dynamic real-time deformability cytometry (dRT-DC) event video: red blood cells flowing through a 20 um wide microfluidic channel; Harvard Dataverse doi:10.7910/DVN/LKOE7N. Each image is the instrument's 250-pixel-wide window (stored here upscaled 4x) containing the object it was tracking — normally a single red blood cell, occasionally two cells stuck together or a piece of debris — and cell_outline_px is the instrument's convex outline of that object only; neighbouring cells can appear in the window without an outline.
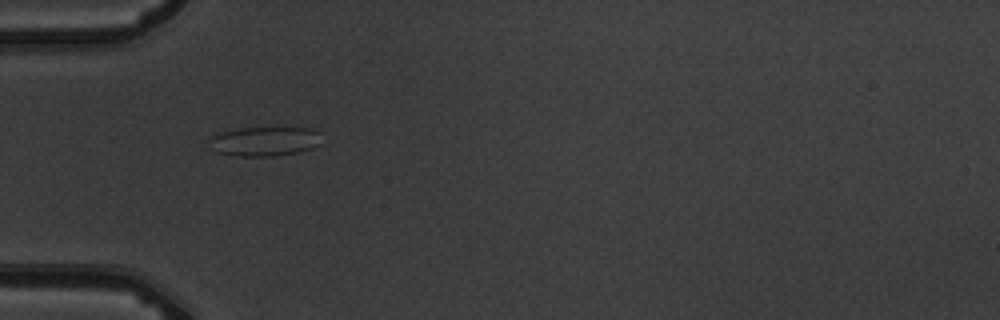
{"species": "common noctule bat (a hibernating species)", "species_latin": "Nyctalus noctula", "temperature_condition": "warm", "stored_images_in_passage": 6, "camera_frame_rate_fps": 3000, "um_per_image_px": 0.085, "animal": {"sex": "male", "body_mass_g": 19.5, "forearm_length_mm": 54.6}, "frame": {"image": 1, "passage_image": 5, "time_ms": 4.667, "image_size_px": [1000, 320], "cell_outline_px": [[320, 144], [312, 148], [300, 152], [272, 156], [236, 156], [216, 152], [212, 148], [212, 136], [220, 132], [240, 128], [312, 128], [320, 132]], "centroid_in_image_um": [22.54, 12.01], "position_along_channel_um": 62.5, "area_um2": 19.13}}
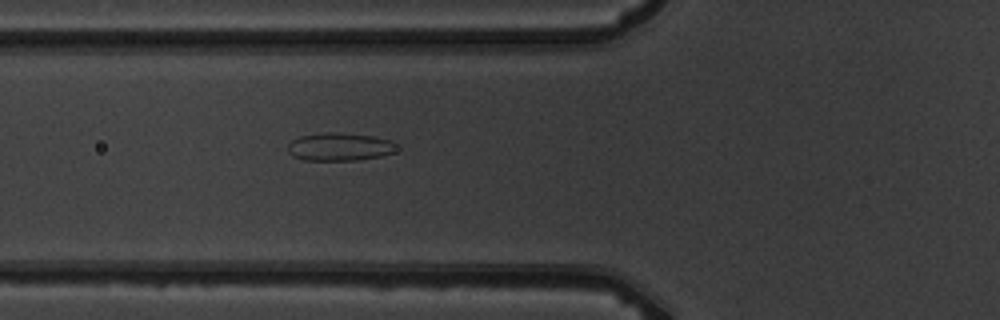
{"frame": {"image": 2, "passage_image": 6, "time_ms": 5.667, "image_size_px": [1000, 320], "cell_outline_px": [[396, 152], [380, 156], [356, 160], [304, 160], [292, 156], [288, 152], [288, 144], [292, 140], [300, 136], [328, 132], [336, 132], [372, 136], [392, 140]], "centroid_in_image_um": [28.84, 12.48], "position_along_channel_um": 97.0, "area_um2": 17.63}}